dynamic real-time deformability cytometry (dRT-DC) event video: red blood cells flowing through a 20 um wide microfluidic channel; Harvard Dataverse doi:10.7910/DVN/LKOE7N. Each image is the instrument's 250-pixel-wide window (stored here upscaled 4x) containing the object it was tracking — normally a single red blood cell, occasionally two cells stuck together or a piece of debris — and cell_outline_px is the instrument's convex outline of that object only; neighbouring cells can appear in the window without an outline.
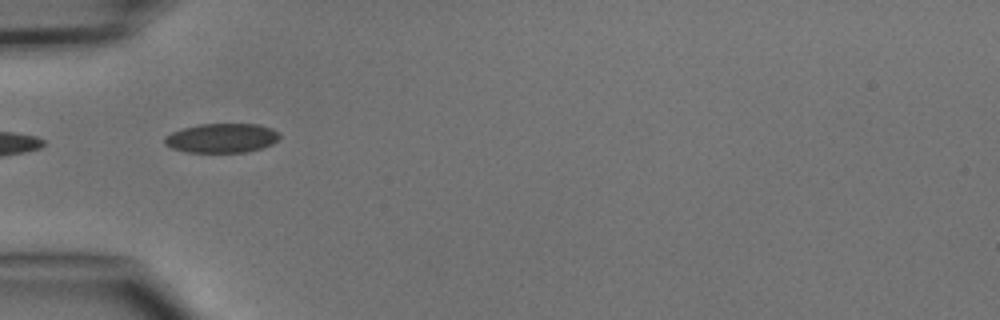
{"species": "common noctule bat (a hibernating species)", "species_latin": "Nyctalus noctula", "temperature_condition": "cold", "stored_images_in_passage": 4, "camera_frame_rate_fps": 3000, "um_per_image_px": 0.085, "animal": {"sex": "male", "body_mass_g": 15.6}, "frame": {"image": 1, "passage_image": 4, "time_ms": 3.667, "image_size_px": [1000, 320], "cell_outline_px": [[280, 136], [272, 144], [264, 148], [244, 152], [184, 152], [172, 148], [164, 144], [164, 136], [172, 132], [184, 128], [200, 124], [260, 124], [272, 128], [280, 132]], "centroid_in_image_um": [18.86, 11.73], "position_along_channel_um": 66.1, "area_um2": 19.77}}